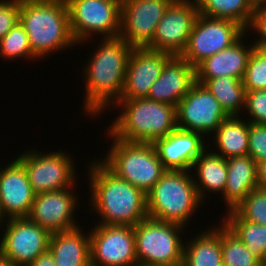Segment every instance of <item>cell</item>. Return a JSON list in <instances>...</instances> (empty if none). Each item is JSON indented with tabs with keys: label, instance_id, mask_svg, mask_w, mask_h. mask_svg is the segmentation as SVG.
Wrapping results in <instances>:
<instances>
[{
	"label": "cell",
	"instance_id": "8992f818",
	"mask_svg": "<svg viewBox=\"0 0 266 266\" xmlns=\"http://www.w3.org/2000/svg\"><path fill=\"white\" fill-rule=\"evenodd\" d=\"M108 134L114 140L105 158L99 160L117 177L147 194L167 171L153 143H131Z\"/></svg>",
	"mask_w": 266,
	"mask_h": 266
},
{
	"label": "cell",
	"instance_id": "ab89813d",
	"mask_svg": "<svg viewBox=\"0 0 266 266\" xmlns=\"http://www.w3.org/2000/svg\"><path fill=\"white\" fill-rule=\"evenodd\" d=\"M249 8L254 12L257 9L266 7V0H246Z\"/></svg>",
	"mask_w": 266,
	"mask_h": 266
},
{
	"label": "cell",
	"instance_id": "7c38bea8",
	"mask_svg": "<svg viewBox=\"0 0 266 266\" xmlns=\"http://www.w3.org/2000/svg\"><path fill=\"white\" fill-rule=\"evenodd\" d=\"M89 235L91 266H138L134 226L95 224Z\"/></svg>",
	"mask_w": 266,
	"mask_h": 266
},
{
	"label": "cell",
	"instance_id": "f35d334b",
	"mask_svg": "<svg viewBox=\"0 0 266 266\" xmlns=\"http://www.w3.org/2000/svg\"><path fill=\"white\" fill-rule=\"evenodd\" d=\"M258 187L266 189V160L256 162Z\"/></svg>",
	"mask_w": 266,
	"mask_h": 266
},
{
	"label": "cell",
	"instance_id": "603a6c76",
	"mask_svg": "<svg viewBox=\"0 0 266 266\" xmlns=\"http://www.w3.org/2000/svg\"><path fill=\"white\" fill-rule=\"evenodd\" d=\"M81 229L51 233L48 250L57 266H91L90 235Z\"/></svg>",
	"mask_w": 266,
	"mask_h": 266
},
{
	"label": "cell",
	"instance_id": "8fae6325",
	"mask_svg": "<svg viewBox=\"0 0 266 266\" xmlns=\"http://www.w3.org/2000/svg\"><path fill=\"white\" fill-rule=\"evenodd\" d=\"M4 223L0 256L15 266H29L48 250L51 233L28 217L10 218Z\"/></svg>",
	"mask_w": 266,
	"mask_h": 266
},
{
	"label": "cell",
	"instance_id": "6da1fadb",
	"mask_svg": "<svg viewBox=\"0 0 266 266\" xmlns=\"http://www.w3.org/2000/svg\"><path fill=\"white\" fill-rule=\"evenodd\" d=\"M87 60L84 72V113L99 116L119 101L125 85L126 68L133 47L120 36L101 38ZM108 107V108H107Z\"/></svg>",
	"mask_w": 266,
	"mask_h": 266
},
{
	"label": "cell",
	"instance_id": "74e56055",
	"mask_svg": "<svg viewBox=\"0 0 266 266\" xmlns=\"http://www.w3.org/2000/svg\"><path fill=\"white\" fill-rule=\"evenodd\" d=\"M29 266H57L49 250L40 254Z\"/></svg>",
	"mask_w": 266,
	"mask_h": 266
},
{
	"label": "cell",
	"instance_id": "83f0119b",
	"mask_svg": "<svg viewBox=\"0 0 266 266\" xmlns=\"http://www.w3.org/2000/svg\"><path fill=\"white\" fill-rule=\"evenodd\" d=\"M227 212L222 221L266 264V226L243 220L234 210Z\"/></svg>",
	"mask_w": 266,
	"mask_h": 266
},
{
	"label": "cell",
	"instance_id": "7bdbcfd3",
	"mask_svg": "<svg viewBox=\"0 0 266 266\" xmlns=\"http://www.w3.org/2000/svg\"><path fill=\"white\" fill-rule=\"evenodd\" d=\"M138 266H157V265L146 264V265H138Z\"/></svg>",
	"mask_w": 266,
	"mask_h": 266
},
{
	"label": "cell",
	"instance_id": "5b68a950",
	"mask_svg": "<svg viewBox=\"0 0 266 266\" xmlns=\"http://www.w3.org/2000/svg\"><path fill=\"white\" fill-rule=\"evenodd\" d=\"M193 172L167 170L147 193L148 217L183 226L196 214L200 205ZM202 203V204H201Z\"/></svg>",
	"mask_w": 266,
	"mask_h": 266
},
{
	"label": "cell",
	"instance_id": "44dd1931",
	"mask_svg": "<svg viewBox=\"0 0 266 266\" xmlns=\"http://www.w3.org/2000/svg\"><path fill=\"white\" fill-rule=\"evenodd\" d=\"M245 35L247 34L245 33L232 46L219 51L199 63L195 67L196 82L202 84L207 79L223 76L243 79L249 56L255 47L254 43L246 46L244 42Z\"/></svg>",
	"mask_w": 266,
	"mask_h": 266
},
{
	"label": "cell",
	"instance_id": "b9f144b4",
	"mask_svg": "<svg viewBox=\"0 0 266 266\" xmlns=\"http://www.w3.org/2000/svg\"><path fill=\"white\" fill-rule=\"evenodd\" d=\"M5 221H6V219H4V215L2 214V211H1V208H0V227Z\"/></svg>",
	"mask_w": 266,
	"mask_h": 266
},
{
	"label": "cell",
	"instance_id": "7a4b0ae2",
	"mask_svg": "<svg viewBox=\"0 0 266 266\" xmlns=\"http://www.w3.org/2000/svg\"><path fill=\"white\" fill-rule=\"evenodd\" d=\"M89 164V206L101 217L97 224L135 226L148 217L144 191L117 177L99 158Z\"/></svg>",
	"mask_w": 266,
	"mask_h": 266
},
{
	"label": "cell",
	"instance_id": "60d3db41",
	"mask_svg": "<svg viewBox=\"0 0 266 266\" xmlns=\"http://www.w3.org/2000/svg\"><path fill=\"white\" fill-rule=\"evenodd\" d=\"M0 266H15L12 262L2 258L0 256Z\"/></svg>",
	"mask_w": 266,
	"mask_h": 266
},
{
	"label": "cell",
	"instance_id": "d6a6232c",
	"mask_svg": "<svg viewBox=\"0 0 266 266\" xmlns=\"http://www.w3.org/2000/svg\"><path fill=\"white\" fill-rule=\"evenodd\" d=\"M242 83L246 91L266 89V49L253 48Z\"/></svg>",
	"mask_w": 266,
	"mask_h": 266
},
{
	"label": "cell",
	"instance_id": "7402d4cb",
	"mask_svg": "<svg viewBox=\"0 0 266 266\" xmlns=\"http://www.w3.org/2000/svg\"><path fill=\"white\" fill-rule=\"evenodd\" d=\"M227 179L222 195L227 211L233 210L258 188L256 161L248 154L226 159Z\"/></svg>",
	"mask_w": 266,
	"mask_h": 266
},
{
	"label": "cell",
	"instance_id": "3957f363",
	"mask_svg": "<svg viewBox=\"0 0 266 266\" xmlns=\"http://www.w3.org/2000/svg\"><path fill=\"white\" fill-rule=\"evenodd\" d=\"M19 22L38 59L78 45L70 30L66 0H20Z\"/></svg>",
	"mask_w": 266,
	"mask_h": 266
},
{
	"label": "cell",
	"instance_id": "ac0fdd59",
	"mask_svg": "<svg viewBox=\"0 0 266 266\" xmlns=\"http://www.w3.org/2000/svg\"><path fill=\"white\" fill-rule=\"evenodd\" d=\"M34 197L26 170L16 157L0 168V208L5 219L28 217Z\"/></svg>",
	"mask_w": 266,
	"mask_h": 266
},
{
	"label": "cell",
	"instance_id": "9c48e42d",
	"mask_svg": "<svg viewBox=\"0 0 266 266\" xmlns=\"http://www.w3.org/2000/svg\"><path fill=\"white\" fill-rule=\"evenodd\" d=\"M16 159L24 166L35 195L67 189L78 181L75 179V163L67 152L60 150L46 154L31 149Z\"/></svg>",
	"mask_w": 266,
	"mask_h": 266
},
{
	"label": "cell",
	"instance_id": "d4e9b609",
	"mask_svg": "<svg viewBox=\"0 0 266 266\" xmlns=\"http://www.w3.org/2000/svg\"><path fill=\"white\" fill-rule=\"evenodd\" d=\"M213 228V229H212ZM187 239L183 245L182 266H223L221 250V222Z\"/></svg>",
	"mask_w": 266,
	"mask_h": 266
},
{
	"label": "cell",
	"instance_id": "277c9868",
	"mask_svg": "<svg viewBox=\"0 0 266 266\" xmlns=\"http://www.w3.org/2000/svg\"><path fill=\"white\" fill-rule=\"evenodd\" d=\"M118 117L107 133L131 143H154L177 128L176 107L145 98L119 99ZM123 108V109H122Z\"/></svg>",
	"mask_w": 266,
	"mask_h": 266
},
{
	"label": "cell",
	"instance_id": "4fadbf2b",
	"mask_svg": "<svg viewBox=\"0 0 266 266\" xmlns=\"http://www.w3.org/2000/svg\"><path fill=\"white\" fill-rule=\"evenodd\" d=\"M198 14L196 0H173L157 25L153 40L145 48L180 56Z\"/></svg>",
	"mask_w": 266,
	"mask_h": 266
},
{
	"label": "cell",
	"instance_id": "e0dca14e",
	"mask_svg": "<svg viewBox=\"0 0 266 266\" xmlns=\"http://www.w3.org/2000/svg\"><path fill=\"white\" fill-rule=\"evenodd\" d=\"M173 55L147 48H133L125 76V85L120 99L145 98L153 83L160 77L166 62Z\"/></svg>",
	"mask_w": 266,
	"mask_h": 266
},
{
	"label": "cell",
	"instance_id": "2e32d148",
	"mask_svg": "<svg viewBox=\"0 0 266 266\" xmlns=\"http://www.w3.org/2000/svg\"><path fill=\"white\" fill-rule=\"evenodd\" d=\"M72 190V187H69L36 194L28 218L50 233L69 231L79 227L74 219L75 208L79 205V201L77 194Z\"/></svg>",
	"mask_w": 266,
	"mask_h": 266
},
{
	"label": "cell",
	"instance_id": "f546056e",
	"mask_svg": "<svg viewBox=\"0 0 266 266\" xmlns=\"http://www.w3.org/2000/svg\"><path fill=\"white\" fill-rule=\"evenodd\" d=\"M221 250L223 266H265L223 221L221 222Z\"/></svg>",
	"mask_w": 266,
	"mask_h": 266
},
{
	"label": "cell",
	"instance_id": "8d00e7d4",
	"mask_svg": "<svg viewBox=\"0 0 266 266\" xmlns=\"http://www.w3.org/2000/svg\"><path fill=\"white\" fill-rule=\"evenodd\" d=\"M254 32L257 38L256 41H252L258 48L266 49V7L257 9L253 12L252 22L247 30L250 33Z\"/></svg>",
	"mask_w": 266,
	"mask_h": 266
},
{
	"label": "cell",
	"instance_id": "52a82bcc",
	"mask_svg": "<svg viewBox=\"0 0 266 266\" xmlns=\"http://www.w3.org/2000/svg\"><path fill=\"white\" fill-rule=\"evenodd\" d=\"M185 226L145 218L134 226L138 265L182 266ZM181 237V238H180Z\"/></svg>",
	"mask_w": 266,
	"mask_h": 266
},
{
	"label": "cell",
	"instance_id": "5bb4252c",
	"mask_svg": "<svg viewBox=\"0 0 266 266\" xmlns=\"http://www.w3.org/2000/svg\"><path fill=\"white\" fill-rule=\"evenodd\" d=\"M176 116L177 128L197 132L204 137L211 136L228 117L217 99L198 82L178 103Z\"/></svg>",
	"mask_w": 266,
	"mask_h": 266
},
{
	"label": "cell",
	"instance_id": "ffe728a7",
	"mask_svg": "<svg viewBox=\"0 0 266 266\" xmlns=\"http://www.w3.org/2000/svg\"><path fill=\"white\" fill-rule=\"evenodd\" d=\"M195 82V67L181 56L173 55L164 65L146 98L177 107Z\"/></svg>",
	"mask_w": 266,
	"mask_h": 266
},
{
	"label": "cell",
	"instance_id": "836d02e7",
	"mask_svg": "<svg viewBox=\"0 0 266 266\" xmlns=\"http://www.w3.org/2000/svg\"><path fill=\"white\" fill-rule=\"evenodd\" d=\"M244 111L248 122L266 124V89L246 91Z\"/></svg>",
	"mask_w": 266,
	"mask_h": 266
},
{
	"label": "cell",
	"instance_id": "d6986e66",
	"mask_svg": "<svg viewBox=\"0 0 266 266\" xmlns=\"http://www.w3.org/2000/svg\"><path fill=\"white\" fill-rule=\"evenodd\" d=\"M204 139L200 133L176 128L153 145L167 170L191 171L194 161L209 146Z\"/></svg>",
	"mask_w": 266,
	"mask_h": 266
},
{
	"label": "cell",
	"instance_id": "cb8c5ba5",
	"mask_svg": "<svg viewBox=\"0 0 266 266\" xmlns=\"http://www.w3.org/2000/svg\"><path fill=\"white\" fill-rule=\"evenodd\" d=\"M195 161L191 168L197 194L202 202H206L208 192L224 194L227 179L226 159L207 148ZM196 176V178L194 177ZM204 200V201H203Z\"/></svg>",
	"mask_w": 266,
	"mask_h": 266
},
{
	"label": "cell",
	"instance_id": "4dcf8cb0",
	"mask_svg": "<svg viewBox=\"0 0 266 266\" xmlns=\"http://www.w3.org/2000/svg\"><path fill=\"white\" fill-rule=\"evenodd\" d=\"M0 57L6 61L18 60L24 57L31 60H39L31 51L29 38L20 22L0 40Z\"/></svg>",
	"mask_w": 266,
	"mask_h": 266
},
{
	"label": "cell",
	"instance_id": "1f68e13d",
	"mask_svg": "<svg viewBox=\"0 0 266 266\" xmlns=\"http://www.w3.org/2000/svg\"><path fill=\"white\" fill-rule=\"evenodd\" d=\"M233 210L243 220L266 226V189H253Z\"/></svg>",
	"mask_w": 266,
	"mask_h": 266
},
{
	"label": "cell",
	"instance_id": "f1b7e54d",
	"mask_svg": "<svg viewBox=\"0 0 266 266\" xmlns=\"http://www.w3.org/2000/svg\"><path fill=\"white\" fill-rule=\"evenodd\" d=\"M199 13L210 17L233 21L246 31L249 28L253 11L246 0H196Z\"/></svg>",
	"mask_w": 266,
	"mask_h": 266
},
{
	"label": "cell",
	"instance_id": "e575fe53",
	"mask_svg": "<svg viewBox=\"0 0 266 266\" xmlns=\"http://www.w3.org/2000/svg\"><path fill=\"white\" fill-rule=\"evenodd\" d=\"M248 155L256 162L266 160V124L249 122Z\"/></svg>",
	"mask_w": 266,
	"mask_h": 266
},
{
	"label": "cell",
	"instance_id": "30bf717a",
	"mask_svg": "<svg viewBox=\"0 0 266 266\" xmlns=\"http://www.w3.org/2000/svg\"><path fill=\"white\" fill-rule=\"evenodd\" d=\"M247 31L239 24L225 19L198 14L186 49L180 55L196 67L204 59L237 42Z\"/></svg>",
	"mask_w": 266,
	"mask_h": 266
},
{
	"label": "cell",
	"instance_id": "ba28073f",
	"mask_svg": "<svg viewBox=\"0 0 266 266\" xmlns=\"http://www.w3.org/2000/svg\"><path fill=\"white\" fill-rule=\"evenodd\" d=\"M70 30L77 44L94 35L118 37L122 0H66Z\"/></svg>",
	"mask_w": 266,
	"mask_h": 266
},
{
	"label": "cell",
	"instance_id": "484cf974",
	"mask_svg": "<svg viewBox=\"0 0 266 266\" xmlns=\"http://www.w3.org/2000/svg\"><path fill=\"white\" fill-rule=\"evenodd\" d=\"M214 135V136H213ZM214 146L210 149L224 159L248 154L249 122L239 116H228L212 134Z\"/></svg>",
	"mask_w": 266,
	"mask_h": 266
},
{
	"label": "cell",
	"instance_id": "d590c367",
	"mask_svg": "<svg viewBox=\"0 0 266 266\" xmlns=\"http://www.w3.org/2000/svg\"><path fill=\"white\" fill-rule=\"evenodd\" d=\"M20 0H0V40L19 22Z\"/></svg>",
	"mask_w": 266,
	"mask_h": 266
},
{
	"label": "cell",
	"instance_id": "9a60e30c",
	"mask_svg": "<svg viewBox=\"0 0 266 266\" xmlns=\"http://www.w3.org/2000/svg\"><path fill=\"white\" fill-rule=\"evenodd\" d=\"M173 0H122L120 33L133 48H145Z\"/></svg>",
	"mask_w": 266,
	"mask_h": 266
},
{
	"label": "cell",
	"instance_id": "4316f807",
	"mask_svg": "<svg viewBox=\"0 0 266 266\" xmlns=\"http://www.w3.org/2000/svg\"><path fill=\"white\" fill-rule=\"evenodd\" d=\"M217 99L228 116H241L245 108L246 90L242 79L223 76L207 79L202 83Z\"/></svg>",
	"mask_w": 266,
	"mask_h": 266
}]
</instances>
